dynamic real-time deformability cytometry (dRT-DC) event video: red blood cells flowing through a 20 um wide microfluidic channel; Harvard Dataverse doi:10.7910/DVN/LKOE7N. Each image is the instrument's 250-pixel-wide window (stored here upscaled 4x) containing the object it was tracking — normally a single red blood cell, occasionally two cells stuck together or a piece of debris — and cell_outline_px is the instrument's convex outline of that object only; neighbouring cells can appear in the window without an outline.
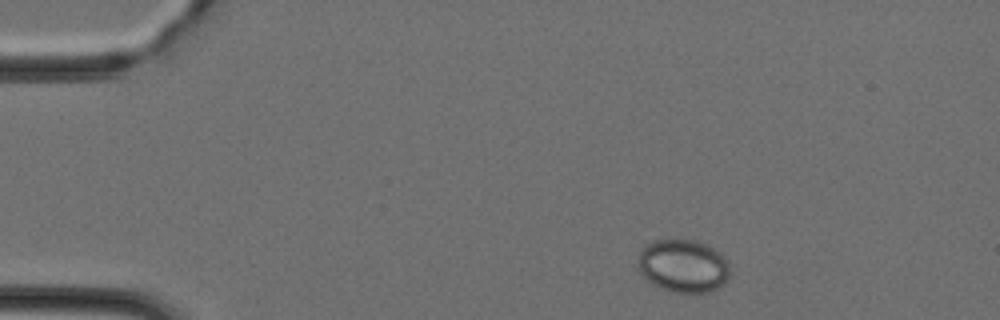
{"species": "Egyptian fruit bat (a non-hibernating species)", "species_latin": "Rousettus aegyptiacus", "temperature_condition": "cold", "stored_images_in_passage": 41, "camera_frame_rate_fps": 3000, "um_per_image_px": 0.085, "animal": {"sex": "female"}, "frame": {"image": 1, "passage_image": 2, "time_ms": 0.333, "image_size_px": [1000, 320], "cell_outline_px": [[728, 276], [724, 284], [708, 292], [672, 292], [660, 288], [652, 284], [640, 276], [636, 260], [640, 248], [644, 244], [652, 240], [696, 240], [708, 244], [720, 252], [728, 260]], "centroid_in_image_um": [58.0, 22.58], "position_along_channel_um": 27.0, "area_um2": 29.02}}
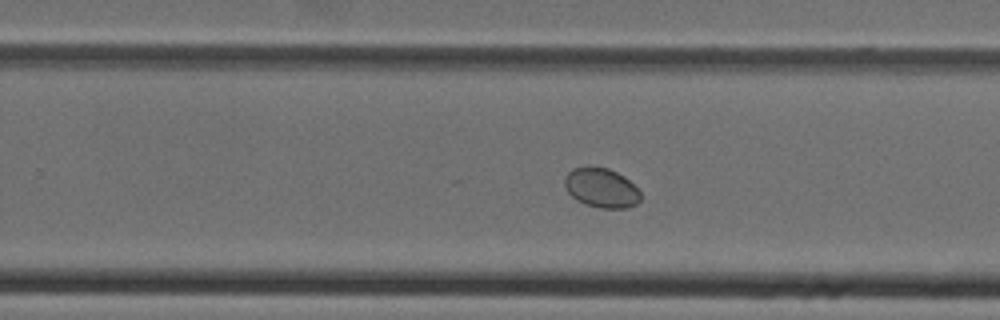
{"frame": {"image": 2, "passage_image": 24, "time_ms": 7.667, "image_size_px": [1000, 320], "cell_outline_px": [[640, 200], [636, 204], [624, 208], [600, 208], [584, 204], [576, 200], [568, 192], [564, 184], [564, 180], [568, 172], [572, 168], [588, 164], [608, 168], [624, 176], [640, 192]], "centroid_in_image_um": [51.07, 15.94], "position_along_channel_um": 278.7, "area_um2": 17.69}}
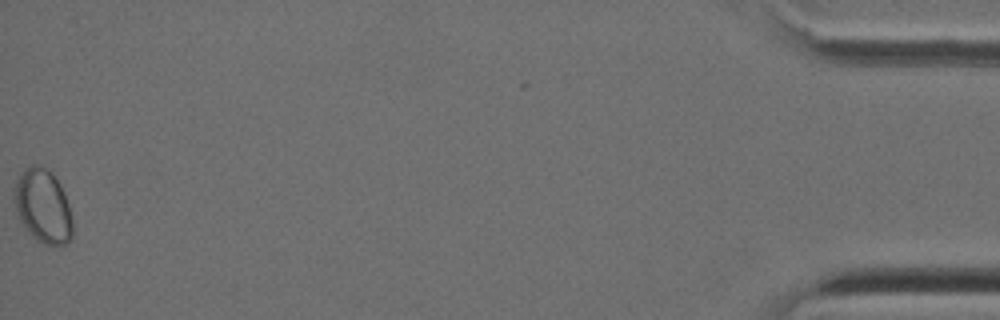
{"frame": {"image": 3, "passage_image": 41, "time_ms": 13.333, "image_size_px": [1000, 320], "cell_outline_px": [[72, 240], [68, 244], [44, 244], [36, 240], [20, 220], [16, 212], [12, 196], [16, 184], [20, 176], [32, 164], [36, 164], [52, 172], [60, 184], [68, 204], [72, 220]], "centroid_in_image_um": [3.66, 17.54], "position_along_channel_um": 431.5, "area_um2": 24.8}}